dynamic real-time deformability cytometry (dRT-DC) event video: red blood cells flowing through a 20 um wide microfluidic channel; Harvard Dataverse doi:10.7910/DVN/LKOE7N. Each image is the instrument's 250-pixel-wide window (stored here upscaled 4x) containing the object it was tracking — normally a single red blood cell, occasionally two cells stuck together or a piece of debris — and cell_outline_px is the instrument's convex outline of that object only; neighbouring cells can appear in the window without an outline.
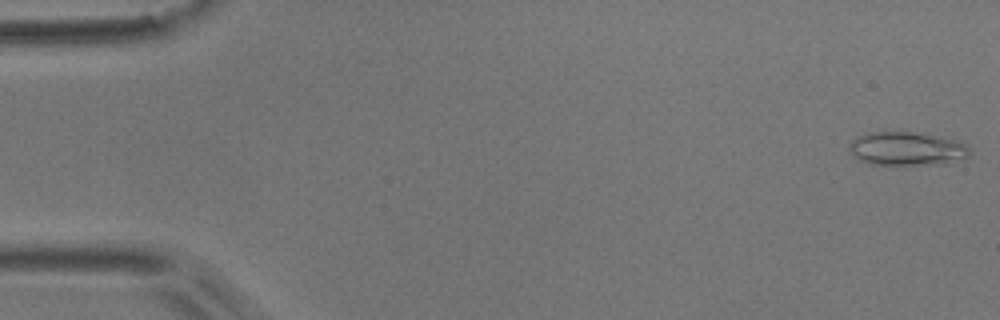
{"species": "common noctule bat (a hibernating species)", "species_latin": "Nyctalus noctula", "temperature_condition": "room temperature", "stored_images_in_passage": 53, "camera_frame_rate_fps": 3000, "um_per_image_px": 0.085, "animal": {"sex": "male", "body_mass_g": 17.9}, "frame": {"image": 1, "passage_image": 1, "time_ms": 0.0, "image_size_px": [1000, 320], "cell_outline_px": [[972, 152], [968, 156], [944, 164], [872, 164], [860, 160], [852, 156], [848, 148], [852, 140], [856, 136], [868, 132], [912, 132], [936, 136], [956, 140], [964, 144]], "centroid_in_image_um": [77.04, 12.64], "position_along_channel_um": 8.0, "area_um2": 23.41}}
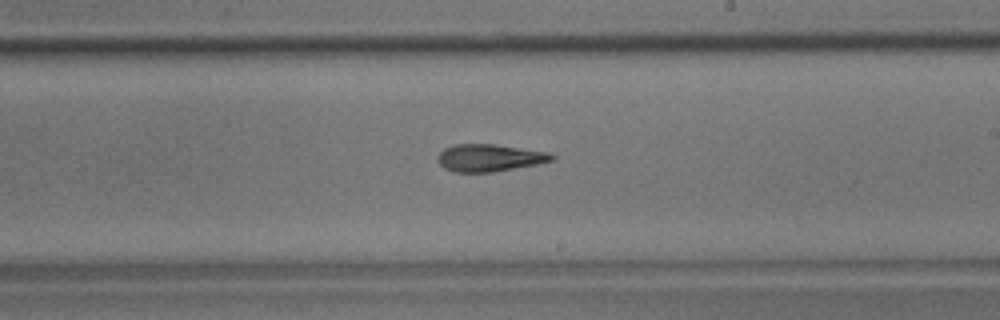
{"frame": {"image": 2, "passage_image": 31, "time_ms": 10.0, "image_size_px": [1000, 320], "cell_outline_px": [[556, 160], [536, 164], [492, 172], [452, 172], [444, 168], [436, 160], [436, 156], [444, 148], [456, 144], [492, 144], [548, 152], [556, 156]], "centroid_in_image_um": [41.57, 13.42], "position_along_channel_um": 247.4, "area_um2": 18.15}}
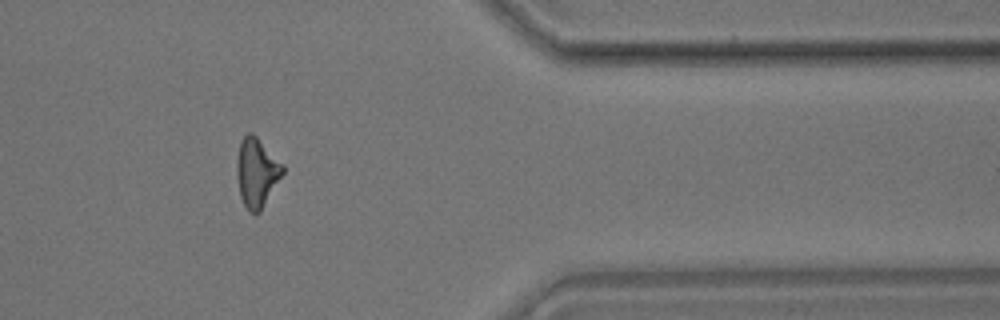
{"frame": {"image": 3, "passage_image": 44, "time_ms": 14.333, "image_size_px": [1000, 320], "cell_outline_px": [[284, 172], [260, 212], [248, 212], [240, 196], [236, 176], [236, 160], [240, 140], [248, 132], [252, 132], [284, 164]], "centroid_in_image_um": [21.81, 14.64], "position_along_channel_um": 389.6, "area_um2": 18.61}, "authors_computed_cell_mechanics": {"area_um2": 18.3226, "velocity_mm_per_s": 3.75, "shape_relaxation_time_tau1_ms": 7.5688, "shape_relaxation_time_tau2_ms": 7.1737, "deformation_change_tau1": 0.2102, "deformation_change_tau2": 0.1724}}